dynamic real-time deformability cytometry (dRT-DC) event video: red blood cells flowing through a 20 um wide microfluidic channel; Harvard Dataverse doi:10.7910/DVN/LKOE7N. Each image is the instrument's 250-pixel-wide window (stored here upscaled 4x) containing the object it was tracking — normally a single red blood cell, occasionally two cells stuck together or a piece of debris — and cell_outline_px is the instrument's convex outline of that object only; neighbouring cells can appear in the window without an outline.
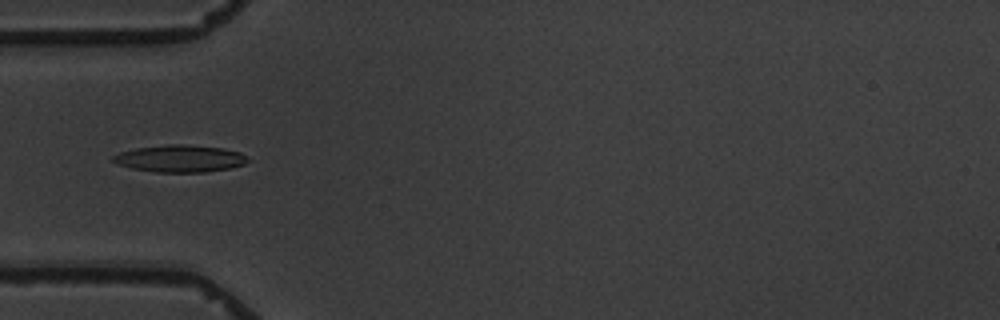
{"species": "common noctule bat (a hibernating species)", "species_latin": "Nyctalus noctula", "temperature_condition": "warm", "stored_images_in_passage": 11, "camera_frame_rate_fps": 3000, "um_per_image_px": 0.085, "animal": {"sex": "male", "body_mass_g": 19.5, "forearm_length_mm": 54.6}, "frame": {"image": 1, "passage_image": 5, "time_ms": 5.667, "image_size_px": [1000, 320], "cell_outline_px": [[248, 160], [244, 164], [228, 168], [204, 172], [156, 172], [132, 168], [120, 164], [112, 160], [112, 156], [120, 152], [136, 148], [168, 144], [184, 144], [224, 148], [240, 152]], "centroid_in_image_um": [15.29, 13.47], "position_along_channel_um": 69.7, "area_um2": 21.04}}
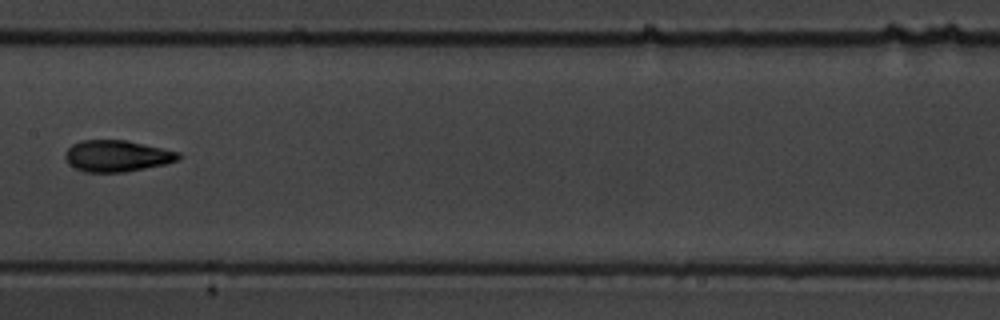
{"frame": {"image": 2, "passage_image": 8, "time_ms": 9.333, "image_size_px": [1000, 320], "cell_outline_px": [[184, 156], [168, 164], [124, 172], [84, 172], [68, 164], [64, 156], [64, 152], [72, 144], [80, 140], [124, 140], [180, 152]], "centroid_in_image_um": [9.93, 13.26], "position_along_channel_um": 197.5, "area_um2": 20.87}}
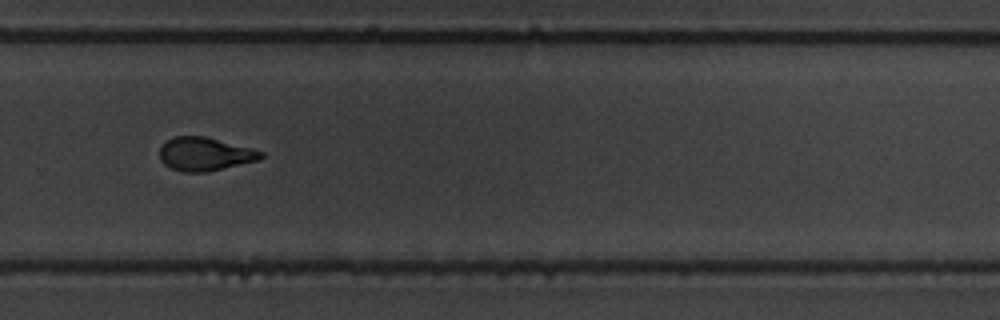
{"frame": {"image": 3, "passage_image": 11, "time_ms": 12.667, "image_size_px": [1000, 320], "cell_outline_px": [[264, 156], [260, 160], [208, 172], [184, 172], [172, 168], [164, 164], [160, 160], [160, 148], [168, 140], [176, 136], [204, 136], [252, 148], [264, 152]], "centroid_in_image_um": [17.45, 13.1], "position_along_channel_um": 312.3, "area_um2": 19.71}}